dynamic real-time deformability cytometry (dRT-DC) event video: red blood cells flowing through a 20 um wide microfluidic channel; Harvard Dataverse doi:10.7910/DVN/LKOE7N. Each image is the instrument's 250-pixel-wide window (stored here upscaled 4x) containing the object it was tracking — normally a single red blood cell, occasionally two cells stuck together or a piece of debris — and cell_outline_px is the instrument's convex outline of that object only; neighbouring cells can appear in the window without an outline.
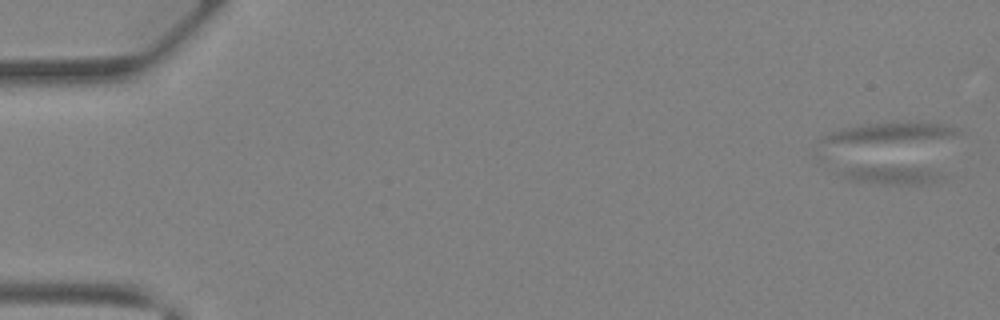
{"species": "Egyptian fruit bat (a non-hibernating species)", "species_latin": "Rousettus aegyptiacus", "temperature_condition": "warm", "stored_images_in_passage": 46, "camera_frame_rate_fps": 3000, "um_per_image_px": 0.085, "animal": {"sex": "female"}, "frame": {"image": 1, "passage_image": 1, "time_ms": 0.0, "image_size_px": [1000, 320], "cell_outline_px": [[948, 176], [944, 180], [924, 184], [880, 184], [848, 180], [832, 172], [848, 168], [924, 168], [944, 172]], "centroid_in_image_um": [75.86, 14.92], "position_along_channel_um": 9.1, "area_um2": 10.87}}